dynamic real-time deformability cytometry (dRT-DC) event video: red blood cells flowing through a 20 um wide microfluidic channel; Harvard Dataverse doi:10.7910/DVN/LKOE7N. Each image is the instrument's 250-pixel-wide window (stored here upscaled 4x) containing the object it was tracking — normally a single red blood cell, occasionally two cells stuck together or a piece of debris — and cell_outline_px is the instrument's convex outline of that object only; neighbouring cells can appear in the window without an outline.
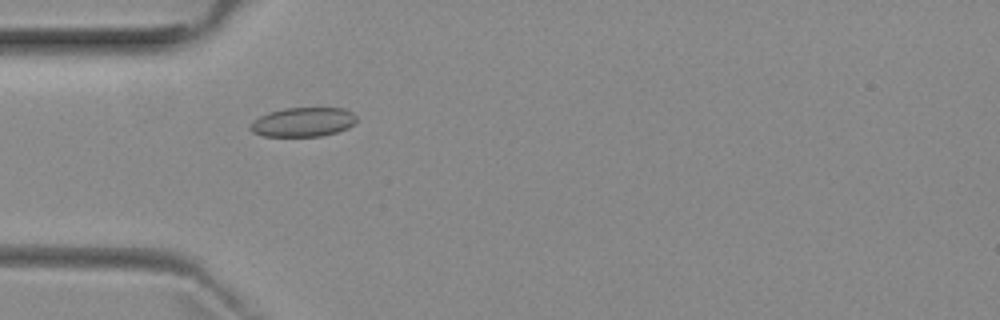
{"species": "common noctule bat (a hibernating species)", "species_latin": "Nyctalus noctula", "temperature_condition": "room temperature", "stored_images_in_passage": 4, "camera_frame_rate_fps": 3000, "um_per_image_px": 0.085, "animal": {"sex": "female", "body_mass_g": 29.2, "forearm_length_mm": 56.3}, "frame": {"image": 1, "passage_image": 4, "time_ms": 4.333, "image_size_px": [1000, 320], "cell_outline_px": [[356, 124], [348, 128], [336, 132], [320, 136], [264, 136], [252, 132], [248, 128], [260, 116], [268, 112], [284, 108], [344, 108], [352, 112], [356, 116]], "centroid_in_image_um": [25.79, 10.37], "position_along_channel_um": 59.2, "area_um2": 18.09}}